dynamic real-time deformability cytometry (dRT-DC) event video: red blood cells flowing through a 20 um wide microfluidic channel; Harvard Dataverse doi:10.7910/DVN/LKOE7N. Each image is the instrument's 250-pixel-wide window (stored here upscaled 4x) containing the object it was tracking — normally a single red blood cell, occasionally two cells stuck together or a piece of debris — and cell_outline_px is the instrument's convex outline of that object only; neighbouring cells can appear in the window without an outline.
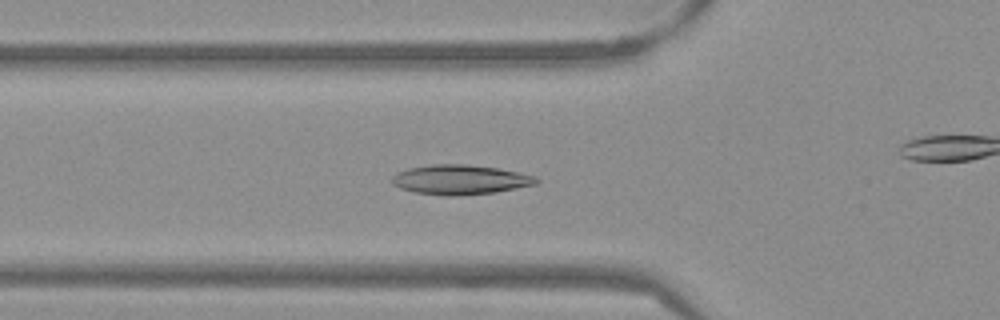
{"species": "Egyptian fruit bat (a non-hibernating species)", "species_latin": "Rousettus aegyptiacus", "temperature_condition": "warm", "stored_images_in_passage": 53, "camera_frame_rate_fps": 3000, "um_per_image_px": 0.085, "frame": {"image": 1, "passage_image": 18, "time_ms": 5.667, "image_size_px": [1000, 320], "cell_outline_px": [[540, 180], [536, 184], [496, 192], [456, 196], [444, 196], [416, 192], [400, 188], [392, 184], [392, 176], [396, 172], [408, 168], [432, 164], [464, 164], [496, 168], [536, 176]], "centroid_in_image_um": [39.09, 15.27], "position_along_channel_um": 86.7, "area_um2": 24.91}}
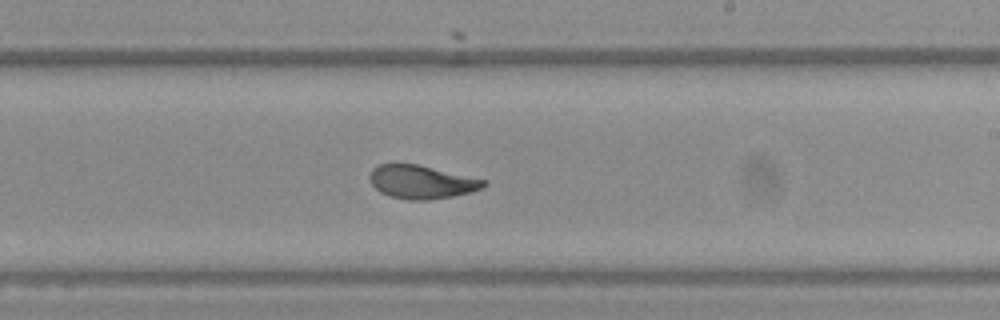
{"frame": {"image": 2, "passage_image": 31, "time_ms": 10.0, "image_size_px": [1000, 320], "cell_outline_px": [[488, 184], [484, 188], [472, 192], [452, 196], [428, 200], [408, 200], [388, 196], [380, 192], [368, 180], [368, 176], [372, 168], [380, 164], [416, 164], [488, 180]], "centroid_in_image_um": [35.84, 15.47], "position_along_channel_um": 253.2, "area_um2": 22.37}}
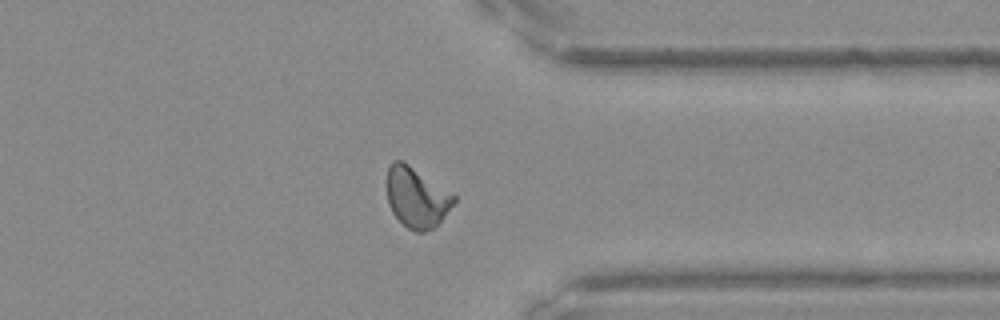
{"frame": {"image": 3, "passage_image": 41, "time_ms": 13.333, "image_size_px": [1000, 320], "cell_outline_px": [[456, 200], [444, 216], [432, 228], [424, 232], [416, 232], [408, 228], [392, 212], [388, 204], [388, 168], [392, 160], [400, 160], [408, 164], [456, 196]], "centroid_in_image_um": [35.4, 16.78], "position_along_channel_um": 376.0, "area_um2": 22.95}, "authors_computed_cell_mechanics": {"area_um2": 23.3512, "velocity_mm_per_s": 3.8263, "shape_relaxation_time_tau1_ms": 5.1975, "shape_relaxation_time_tau2_ms": 0.8745, "deformation_change_tau1": 0.1833, "deformation_change_tau2": 0.0534}}